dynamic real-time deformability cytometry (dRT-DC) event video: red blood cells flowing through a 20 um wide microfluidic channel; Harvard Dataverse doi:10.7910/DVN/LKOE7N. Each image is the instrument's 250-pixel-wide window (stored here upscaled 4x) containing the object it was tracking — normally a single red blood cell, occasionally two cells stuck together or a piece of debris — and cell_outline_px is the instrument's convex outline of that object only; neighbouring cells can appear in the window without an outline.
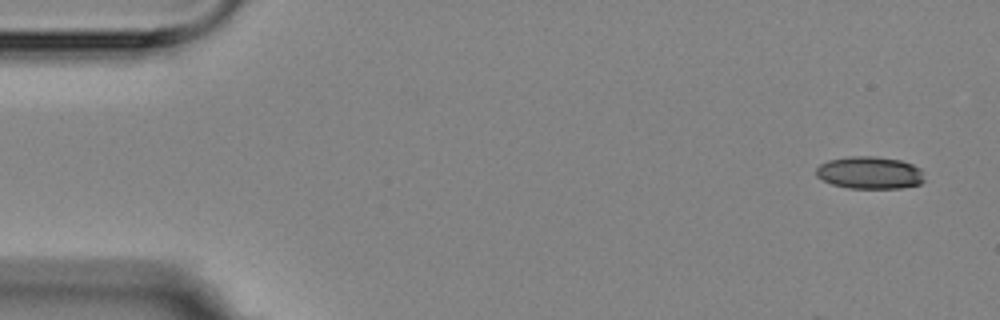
{"species": "Egyptian fruit bat (a non-hibernating species)", "species_latin": "Rousettus aegyptiacus", "temperature_condition": "room temperature", "stored_images_in_passage": 5, "camera_frame_rate_fps": 3000, "um_per_image_px": 0.085, "animal": {"sex": "female"}, "frame": {"image": 1, "passage_image": 1, "time_ms": 0.0, "image_size_px": [1000, 320], "cell_outline_px": [[924, 180], [920, 184], [900, 188], [848, 188], [832, 184], [816, 176], [816, 168], [820, 164], [828, 160], [848, 156], [876, 156], [900, 160], [912, 164], [920, 168], [924, 172]], "centroid_in_image_um": [73.94, 14.67], "position_along_channel_um": 11.1, "area_um2": 20.58}}